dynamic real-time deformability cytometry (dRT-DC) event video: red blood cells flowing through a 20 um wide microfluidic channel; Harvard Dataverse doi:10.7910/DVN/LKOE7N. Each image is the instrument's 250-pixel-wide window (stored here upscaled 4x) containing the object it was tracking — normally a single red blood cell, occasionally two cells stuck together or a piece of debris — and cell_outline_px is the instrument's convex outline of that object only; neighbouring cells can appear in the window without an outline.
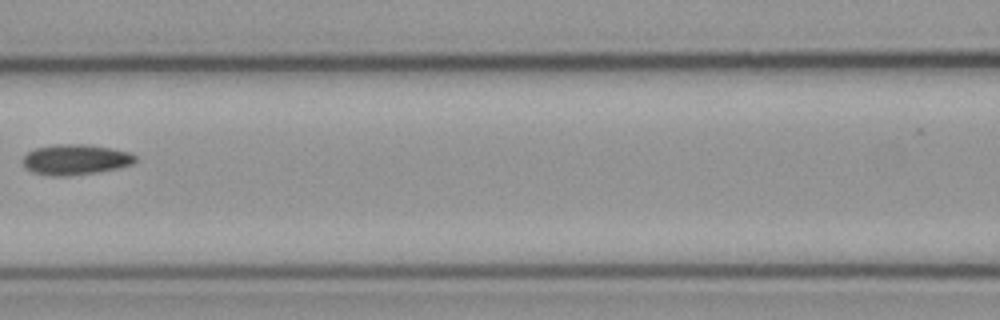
{"species": "common noctule bat (a hibernating species)", "species_latin": "Nyctalus noctula", "temperature_condition": "cold", "stored_images_in_passage": 7, "camera_frame_rate_fps": 3000, "um_per_image_px": 0.085, "animal": {"sex": "male", "body_mass_g": 23.1, "forearm_length_mm": 52.7}, "frame": {"image": 1, "passage_image": 6, "time_ms": 1.667, "image_size_px": [1000, 320], "cell_outline_px": [[136, 160], [132, 164], [120, 168], [96, 172], [68, 176], [52, 176], [32, 172], [24, 168], [20, 160], [28, 152], [36, 148], [56, 144], [88, 144], [128, 152], [136, 156]], "centroid_in_image_um": [6.37, 13.57], "position_along_channel_um": 160.2, "area_um2": 20.06}}
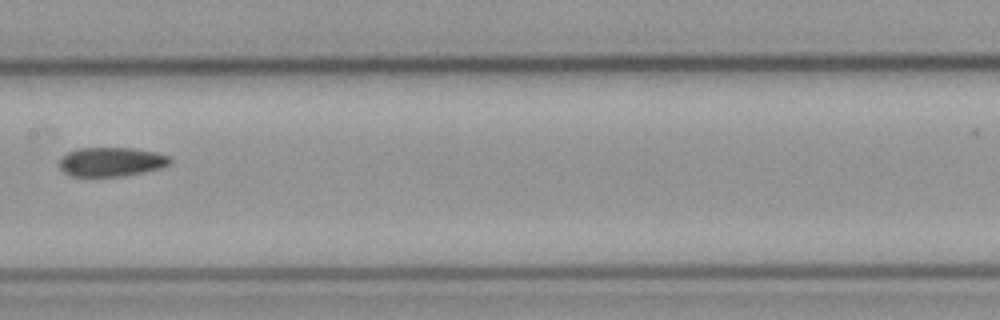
{"frame": {"image": 2, "passage_image": 7, "time_ms": 2.0, "image_size_px": [1000, 320], "cell_outline_px": [[172, 164], [160, 168], [120, 176], [72, 176], [64, 172], [60, 168], [60, 160], [68, 152], [76, 148], [132, 148], [156, 152], [168, 156], [172, 160]], "centroid_in_image_um": [9.47, 13.74], "position_along_channel_um": 197.9, "area_um2": 18.61}}